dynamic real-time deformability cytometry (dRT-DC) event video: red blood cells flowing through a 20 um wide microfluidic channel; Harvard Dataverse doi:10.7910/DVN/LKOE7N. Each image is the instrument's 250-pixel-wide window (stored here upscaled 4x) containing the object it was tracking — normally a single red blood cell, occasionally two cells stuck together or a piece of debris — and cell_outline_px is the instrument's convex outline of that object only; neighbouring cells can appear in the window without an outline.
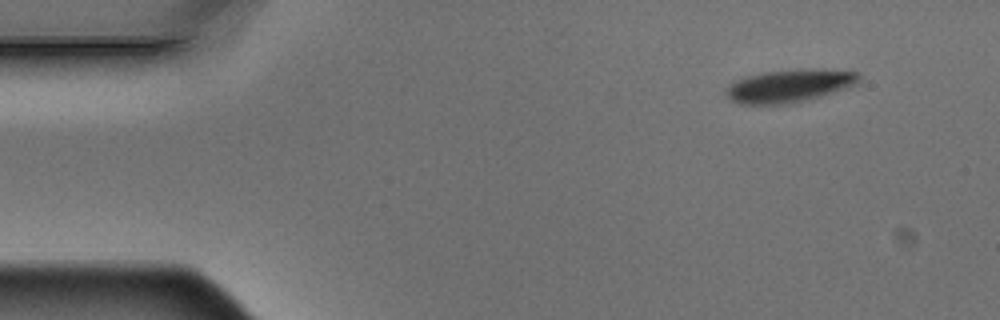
{"species": "Egyptian fruit bat (a non-hibernating species)", "species_latin": "Rousettus aegyptiacus", "temperature_condition": "warm", "stored_images_in_passage": 4, "camera_frame_rate_fps": 3000, "um_per_image_px": 0.085, "animal": {"sex": "male"}, "frame": {"image": 1, "passage_image": 1, "time_ms": 0.0, "image_size_px": [1000, 320], "cell_outline_px": [[860, 80], [856, 84], [848, 88], [820, 96], [804, 100], [784, 104], [740, 104], [732, 100], [724, 92], [724, 88], [728, 84], [744, 76], [760, 72], [808, 68], [812, 68], [856, 72], [860, 76]], "centroid_in_image_um": [67.05, 7.28], "position_along_channel_um": 17.9, "area_um2": 25.61}}
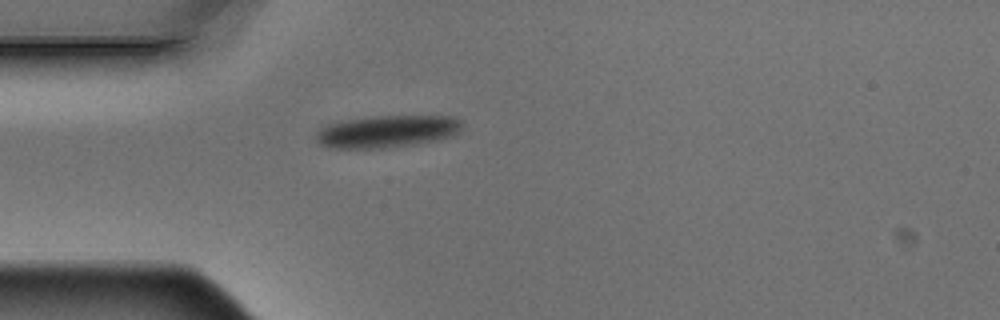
{"frame": {"image": 2, "passage_image": 4, "time_ms": 1.0, "image_size_px": [1000, 320], "cell_outline_px": [[464, 124], [460, 132], [452, 136], [440, 140], [416, 144], [384, 148], [328, 148], [320, 144], [316, 140], [316, 132], [320, 128], [328, 124], [344, 120], [372, 116], [452, 116], [464, 120]], "centroid_in_image_um": [32.96, 11.17], "position_along_channel_um": 52.0, "area_um2": 27.92}}